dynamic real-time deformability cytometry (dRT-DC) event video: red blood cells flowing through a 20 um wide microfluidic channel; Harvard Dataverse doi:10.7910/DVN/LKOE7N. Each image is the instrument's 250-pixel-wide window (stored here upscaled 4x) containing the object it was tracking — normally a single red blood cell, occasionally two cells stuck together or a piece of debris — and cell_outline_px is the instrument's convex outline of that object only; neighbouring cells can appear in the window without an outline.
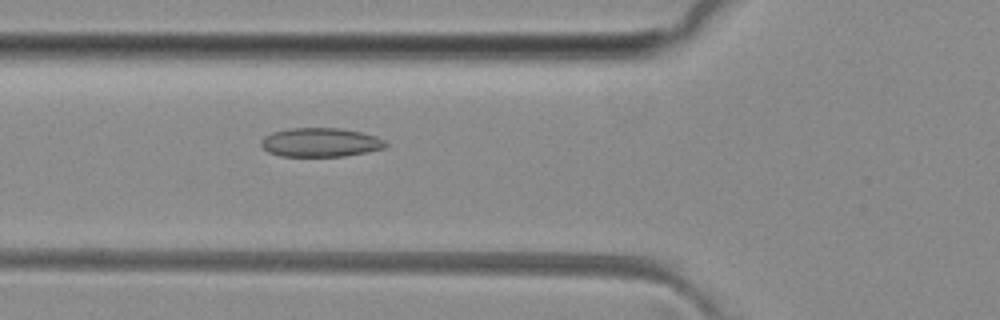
{"species": "common noctule bat (a hibernating species)", "species_latin": "Nyctalus noctula", "temperature_condition": "room temperature", "stored_images_in_passage": 35, "camera_frame_rate_fps": 3000, "um_per_image_px": 0.085, "animal": {"sex": "female", "body_mass_g": 29.2, "forearm_length_mm": 56.3}, "frame": {"image": 1, "passage_image": 7, "time_ms": 2.0, "image_size_px": [1000, 320], "cell_outline_px": [[388, 144], [384, 148], [344, 156], [280, 156], [268, 152], [260, 144], [260, 140], [264, 136], [272, 132], [288, 128], [340, 128], [360, 132], [376, 136], [384, 140]], "centroid_in_image_um": [27.2, 12.09], "position_along_channel_um": 98.6, "area_um2": 20.98}}
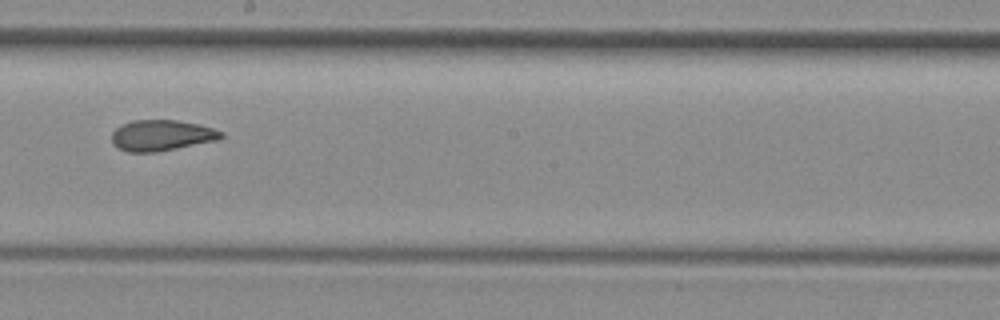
{"frame": {"image": 2, "passage_image": 17, "time_ms": 5.333, "image_size_px": [1000, 320], "cell_outline_px": [[224, 136], [216, 140], [156, 152], [128, 152], [112, 144], [112, 132], [116, 128], [132, 120], [176, 120], [196, 124], [212, 128], [224, 132]], "centroid_in_image_um": [13.71, 11.5], "position_along_channel_um": 234.5, "area_um2": 19.42}}
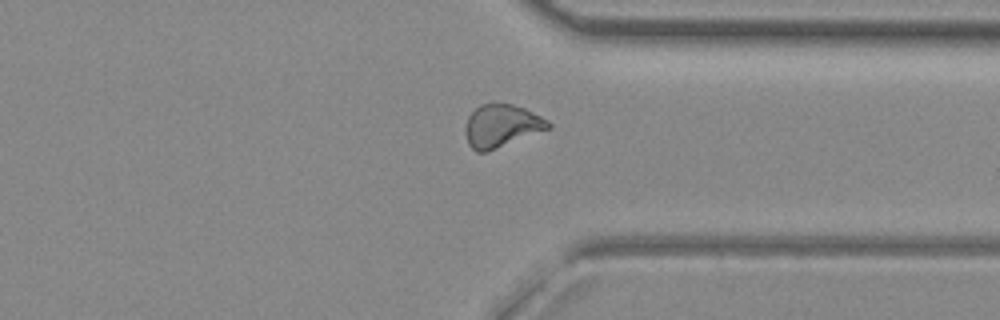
{"frame": {"image": 3, "passage_image": 27, "time_ms": 8.667, "image_size_px": [1000, 320], "cell_outline_px": [[552, 128], [484, 152], [476, 152], [468, 144], [464, 132], [464, 128], [468, 116], [480, 104], [492, 100], [512, 104], [524, 108], [548, 120], [552, 124]], "centroid_in_image_um": [42.6, 10.65], "position_along_channel_um": 368.8, "area_um2": 20.98}}